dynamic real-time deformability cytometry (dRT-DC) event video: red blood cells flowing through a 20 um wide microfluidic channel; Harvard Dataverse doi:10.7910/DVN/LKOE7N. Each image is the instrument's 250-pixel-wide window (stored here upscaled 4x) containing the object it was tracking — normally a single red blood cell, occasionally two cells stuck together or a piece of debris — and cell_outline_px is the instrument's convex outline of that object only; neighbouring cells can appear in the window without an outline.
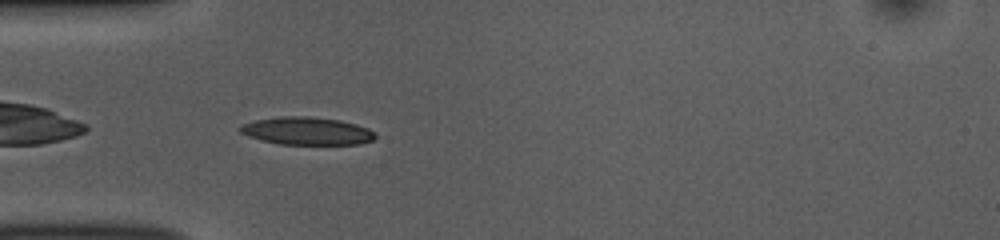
{"species": "common noctule bat (a hibernating species)", "species_latin": "Nyctalus noctula", "temperature_condition": "room temperature", "stored_images_in_passage": 39, "camera_frame_rate_fps": 3000, "um_per_image_px": 0.085, "animal": {"sex": "female", "body_mass_g": 10.0, "forearm_length_mm": 53.1}, "frame": {"image": 1, "passage_image": 2, "time_ms": 0.333, "image_size_px": [1000, 240], "cell_outline_px": [[376, 136], [372, 140], [360, 144], [280, 144], [248, 136], [240, 132], [240, 124], [256, 120], [280, 116], [308, 116], [340, 120], [356, 124], [368, 128]], "centroid_in_image_um": [26.08, 11.12], "position_along_channel_um": 58.9, "area_um2": 21.68}}
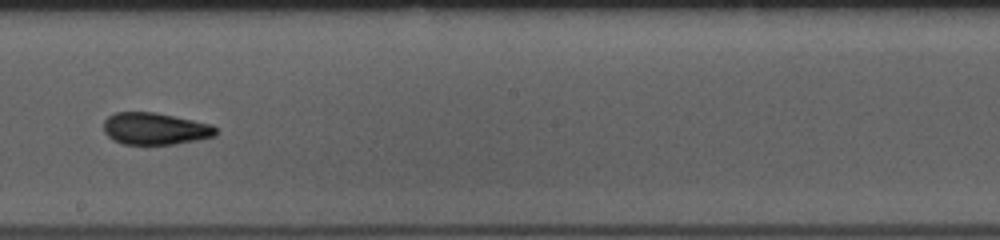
{"frame": {"image": 2, "passage_image": 16, "time_ms": 5.0, "image_size_px": [1000, 240], "cell_outline_px": [[216, 136], [176, 144], [124, 144], [112, 140], [104, 132], [104, 120], [108, 116], [116, 112], [156, 112], [212, 124], [216, 128]], "centroid_in_image_um": [13.17, 10.93], "position_along_channel_um": 235.0, "area_um2": 20.98}}
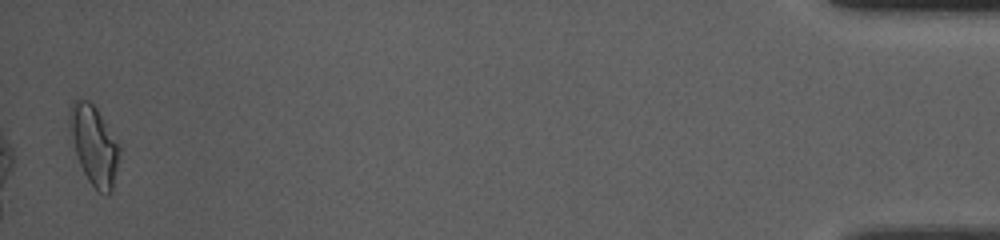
{"frame": {"image": 3, "passage_image": 38, "time_ms": 12.333, "image_size_px": [1000, 240], "cell_outline_px": [[120, 156], [112, 192], [108, 196], [104, 196], [88, 180], [80, 164], [76, 152], [68, 124], [68, 112], [76, 96], [80, 96], [88, 100], [96, 108], [120, 148]], "centroid_in_image_um": [7.98, 12.33], "position_along_channel_um": 427.2, "area_um2": 22.89}, "authors_computed_cell_mechanics": {"area_um2": 20.9236, "velocity_mm_per_s": 3.8323, "shape_relaxation_time_tau1_ms": 8.6838, "shape_relaxation_time_tau2_ms": 2.2663, "deformation_change_tau1": 0.2017, "deformation_change_tau2": 0.087}}